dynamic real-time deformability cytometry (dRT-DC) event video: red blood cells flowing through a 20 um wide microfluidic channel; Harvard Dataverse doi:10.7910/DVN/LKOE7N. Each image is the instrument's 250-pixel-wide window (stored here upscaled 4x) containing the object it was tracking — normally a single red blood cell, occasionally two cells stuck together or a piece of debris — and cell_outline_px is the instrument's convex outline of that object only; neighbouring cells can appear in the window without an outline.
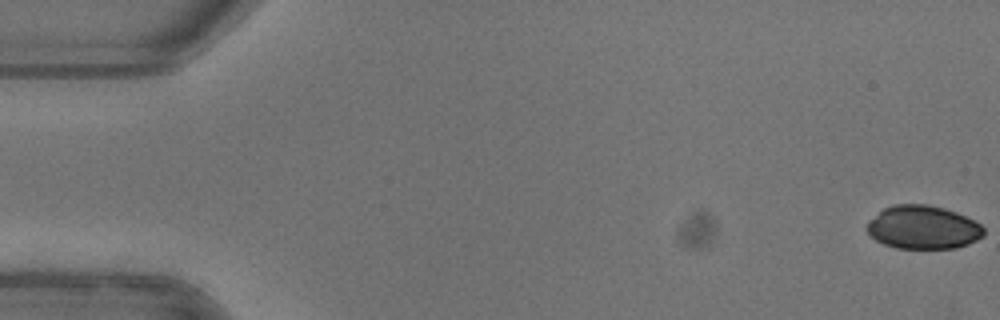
{"species": "common noctule bat (a hibernating species)", "species_latin": "Nyctalus noctula", "temperature_condition": "warm", "stored_images_in_passage": 52, "camera_frame_rate_fps": 3000, "um_per_image_px": 0.085, "animal": {"sex": "female"}, "frame": {"image": 1, "passage_image": 1, "time_ms": 0.0, "image_size_px": [1000, 320], "cell_outline_px": [[984, 236], [968, 244], [956, 248], [896, 248], [884, 244], [876, 240], [864, 228], [868, 220], [884, 208], [892, 204], [928, 204], [944, 208], [956, 212], [980, 224], [984, 228]], "centroid_in_image_um": [78.43, 19.32], "position_along_channel_um": 6.6, "area_um2": 29.65}}
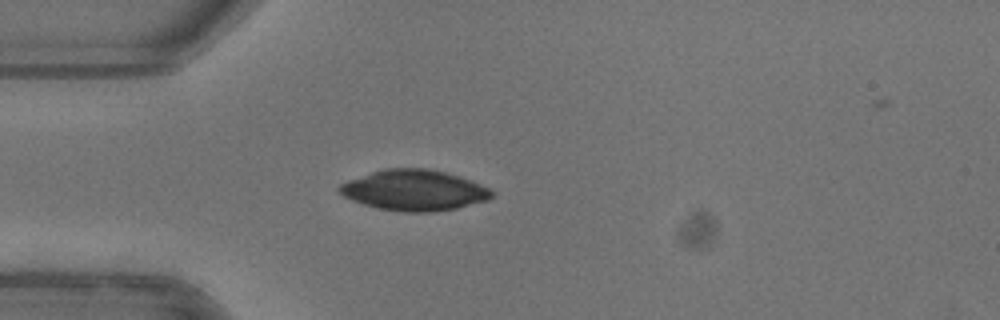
{"frame": {"image": 2, "passage_image": 15, "time_ms": 4.667, "image_size_px": [1000, 320], "cell_outline_px": [[496, 192], [488, 200], [456, 208], [432, 212], [404, 212], [376, 208], [352, 200], [344, 196], [336, 188], [340, 184], [348, 180], [384, 168], [424, 168], [444, 172], [460, 176], [480, 184]], "centroid_in_image_um": [35.2, 16.17], "position_along_channel_um": 49.8, "area_um2": 36.07}}